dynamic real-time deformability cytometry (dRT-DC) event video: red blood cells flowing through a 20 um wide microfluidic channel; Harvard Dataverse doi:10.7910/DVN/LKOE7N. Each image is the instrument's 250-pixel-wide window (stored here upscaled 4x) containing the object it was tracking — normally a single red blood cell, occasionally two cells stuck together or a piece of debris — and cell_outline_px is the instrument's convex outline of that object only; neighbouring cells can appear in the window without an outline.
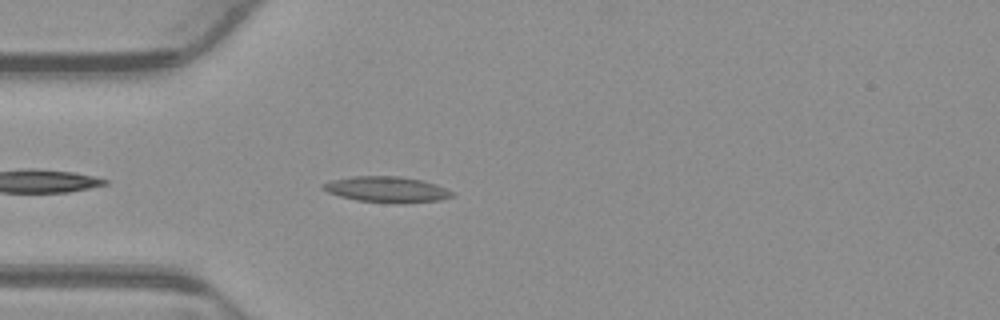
{"species": "common noctule bat (a hibernating species)", "species_latin": "Nyctalus noctula", "temperature_condition": "warm", "stored_images_in_passage": 7, "camera_frame_rate_fps": 3000, "um_per_image_px": 0.085, "animal": {"sex": "male", "body_mass_g": 23.1, "forearm_length_mm": 52.7}, "frame": {"image": 1, "passage_image": 3, "time_ms": 0.667, "image_size_px": [1000, 320], "cell_outline_px": [[456, 196], [440, 200], [356, 200], [340, 196], [328, 192], [320, 188], [320, 184], [332, 180], [356, 176], [400, 176], [420, 180], [436, 184], [456, 192]], "centroid_in_image_um": [32.85, 16.04], "position_along_channel_um": 52.1, "area_um2": 18.44}}